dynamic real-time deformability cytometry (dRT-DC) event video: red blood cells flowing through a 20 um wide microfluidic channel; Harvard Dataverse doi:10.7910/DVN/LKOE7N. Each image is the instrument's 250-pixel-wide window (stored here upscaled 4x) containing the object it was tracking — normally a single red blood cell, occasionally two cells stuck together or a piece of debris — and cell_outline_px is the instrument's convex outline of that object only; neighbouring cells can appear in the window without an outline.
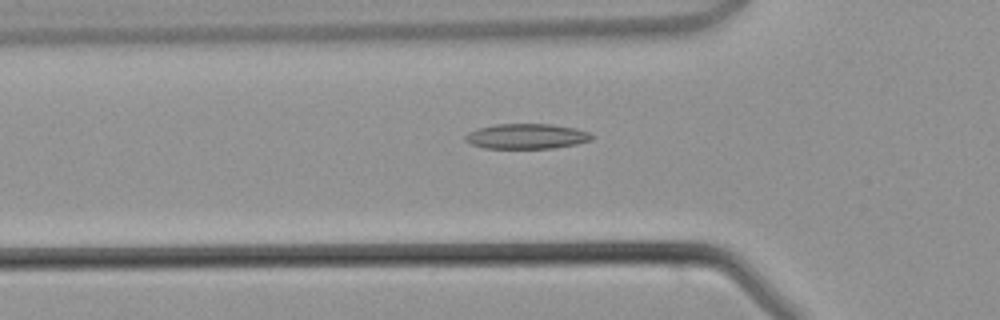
{"species": "common noctule bat (a hibernating species)", "species_latin": "Nyctalus noctula", "temperature_condition": "warm", "stored_images_in_passage": 44, "camera_frame_rate_fps": 3000, "um_per_image_px": 0.085, "animal": {"sex": "male", "body_mass_g": 21.5, "forearm_length_mm": 52.0}, "frame": {"image": 1, "passage_image": 14, "time_ms": 4.333, "image_size_px": [1000, 320], "cell_outline_px": [[596, 136], [592, 140], [576, 144], [552, 148], [484, 148], [472, 144], [464, 140], [464, 136], [468, 132], [476, 128], [496, 124], [552, 124], [576, 128], [592, 132]], "centroid_in_image_um": [44.8, 11.57], "position_along_channel_um": 81.0, "area_um2": 18.79}}
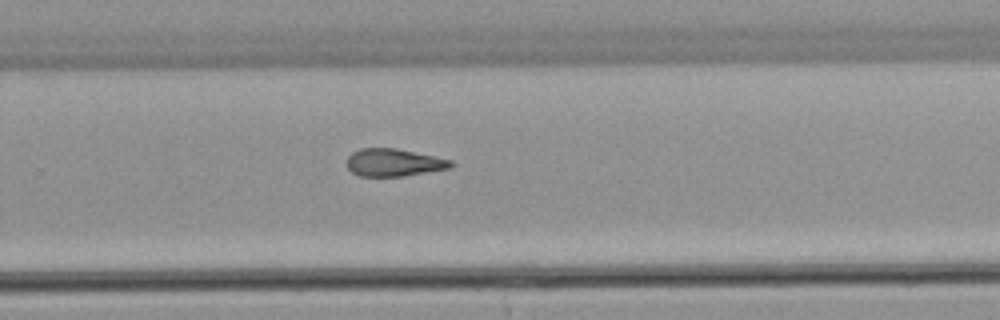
{"frame": {"image": 2, "passage_image": 28, "time_ms": 9.0, "image_size_px": [1000, 320], "cell_outline_px": [[456, 164], [452, 168], [400, 176], [360, 176], [352, 172], [348, 168], [348, 156], [352, 152], [360, 148], [396, 148], [452, 160]], "centroid_in_image_um": [33.49, 13.81], "position_along_channel_um": 296.3, "area_um2": 16.65}}
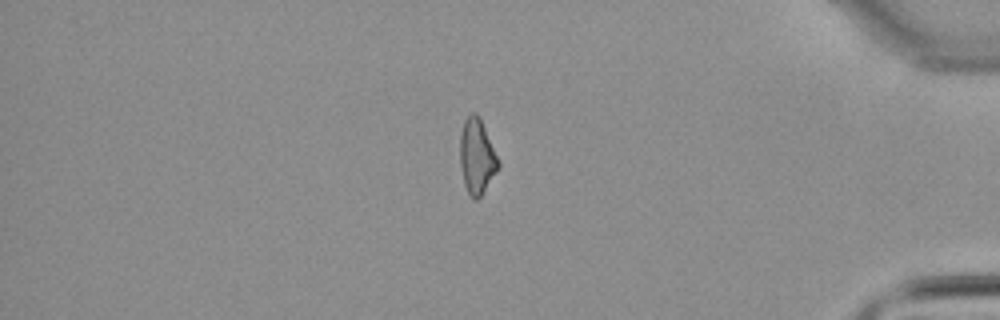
{"frame": {"image": 3, "passage_image": 37, "time_ms": 12.0, "image_size_px": [1000, 320], "cell_outline_px": [[500, 164], [496, 172], [480, 196], [476, 200], [472, 200], [464, 184], [460, 164], [460, 132], [464, 120], [472, 112], [476, 112], [480, 116]], "centroid_in_image_um": [40.51, 13.27], "position_along_channel_um": 394.7, "area_um2": 16.65}}